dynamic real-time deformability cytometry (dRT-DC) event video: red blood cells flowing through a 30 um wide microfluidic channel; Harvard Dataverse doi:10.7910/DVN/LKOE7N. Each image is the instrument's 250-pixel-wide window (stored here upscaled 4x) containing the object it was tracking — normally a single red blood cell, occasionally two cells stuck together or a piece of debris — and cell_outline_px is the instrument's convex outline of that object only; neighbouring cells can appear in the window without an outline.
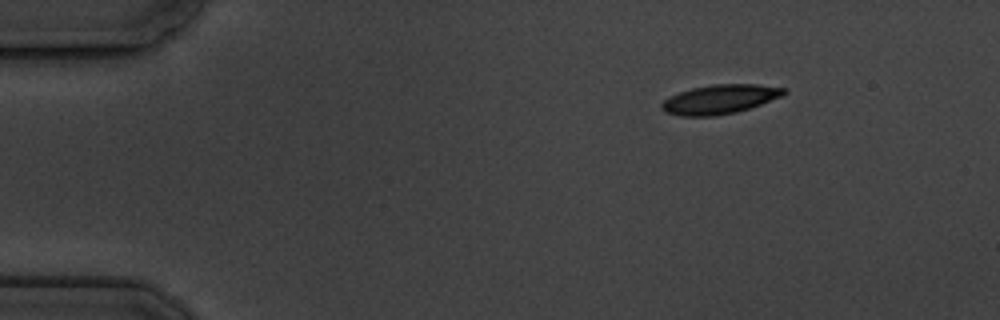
{"species": "common noctule bat (a hibernating species)", "species_latin": "Nyctalus noctula", "temperature_condition": "cold", "stored_images_in_passage": 4, "segment_of_instrument_passage": [1, 2], "camera_frame_rate_fps": 3000, "um_per_image_px": 0.085, "animal": {"sex": "male", "body_mass_g": 19.5, "forearm_length_mm": 54.6}, "frame": {"image": 1, "passage_image": 1, "time_ms": 0.0, "image_size_px": [1000, 320], "cell_outline_px": [[788, 92], [780, 96], [760, 104], [736, 112], [716, 116], [680, 116], [664, 112], [660, 108], [660, 104], [664, 100], [680, 92], [692, 88], [712, 84], [756, 84], [788, 88]], "centroid_in_image_um": [61.17, 8.44], "position_along_channel_um": 23.8, "area_um2": 20.75}}